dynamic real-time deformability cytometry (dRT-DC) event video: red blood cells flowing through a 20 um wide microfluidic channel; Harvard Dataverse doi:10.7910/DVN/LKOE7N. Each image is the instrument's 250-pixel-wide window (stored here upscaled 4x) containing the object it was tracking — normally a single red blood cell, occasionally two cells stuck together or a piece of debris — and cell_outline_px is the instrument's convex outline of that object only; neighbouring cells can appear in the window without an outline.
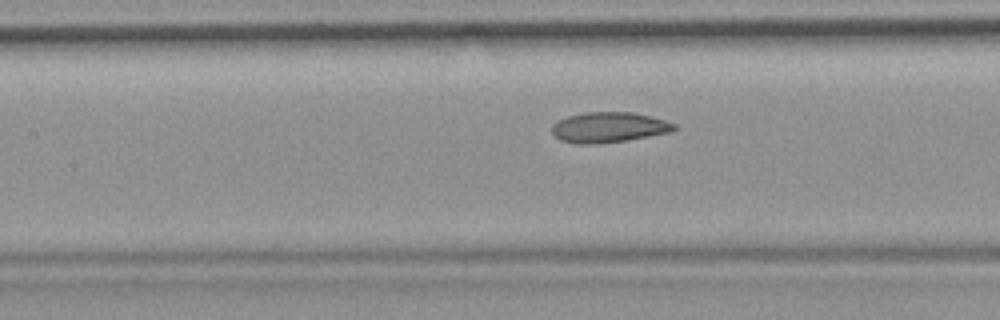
{"species": "common noctule bat (a hibernating species)", "species_latin": "Nyctalus noctula", "temperature_condition": "room temperature", "stored_images_in_passage": 33, "camera_frame_rate_fps": 3000, "um_per_image_px": 0.085, "animal": {"sex": "female", "body_mass_g": 19.9}, "frame": {"image": 1, "passage_image": 15, "time_ms": 4.667, "image_size_px": [1000, 320], "cell_outline_px": [[680, 128], [672, 132], [628, 140], [596, 144], [576, 144], [560, 140], [552, 132], [552, 124], [556, 120], [568, 116], [584, 112], [632, 112], [664, 120], [676, 124]], "centroid_in_image_um": [51.75, 10.83], "position_along_channel_um": 155.6, "area_um2": 21.85}}